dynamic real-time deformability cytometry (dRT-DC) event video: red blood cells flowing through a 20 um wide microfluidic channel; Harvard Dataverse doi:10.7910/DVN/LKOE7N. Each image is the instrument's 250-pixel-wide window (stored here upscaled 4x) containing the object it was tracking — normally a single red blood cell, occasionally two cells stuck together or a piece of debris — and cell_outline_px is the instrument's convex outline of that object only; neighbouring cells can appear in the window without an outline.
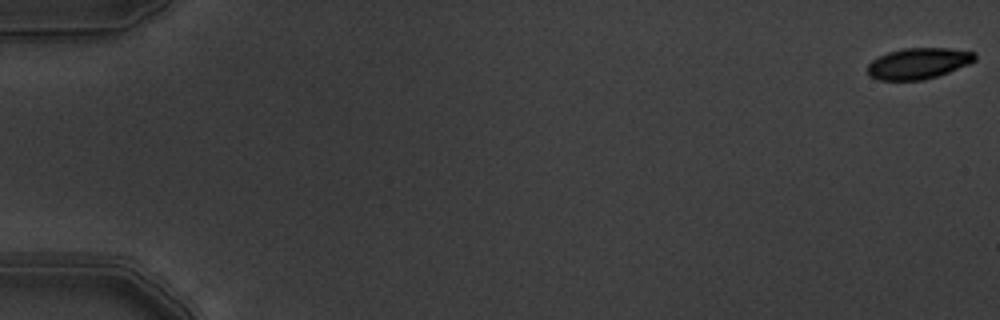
{"species": "common noctule bat (a hibernating species)", "species_latin": "Nyctalus noctula", "temperature_condition": "warm", "stored_images_in_passage": 6, "camera_frame_rate_fps": 3000, "um_per_image_px": 0.085, "animal": {"sex": "male", "body_mass_g": 19.5, "forearm_length_mm": 54.6}, "frame": {"image": 1, "passage_image": 1, "time_ms": 0.0, "image_size_px": [1000, 320], "cell_outline_px": [[976, 60], [968, 64], [948, 72], [924, 80], [880, 80], [868, 76], [868, 64], [872, 60], [888, 52], [904, 48], [948, 48], [976, 52]], "centroid_in_image_um": [78.06, 5.39], "position_along_channel_um": 6.9, "area_um2": 19.36}}
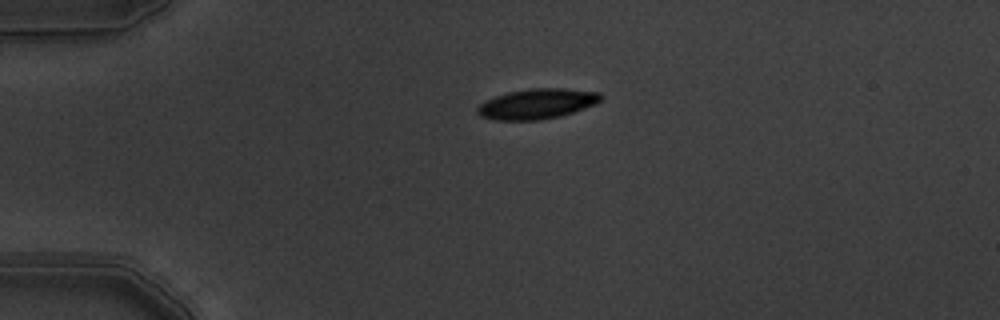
{"frame": {"image": 2, "passage_image": 5, "time_ms": 1.333, "image_size_px": [1000, 320], "cell_outline_px": [[600, 100], [596, 104], [560, 116], [540, 120], [492, 120], [480, 116], [476, 112], [476, 108], [484, 100], [508, 92], [528, 88], [564, 88], [600, 92]], "centroid_in_image_um": [45.6, 8.82], "position_along_channel_um": 39.4, "area_um2": 21.79}}